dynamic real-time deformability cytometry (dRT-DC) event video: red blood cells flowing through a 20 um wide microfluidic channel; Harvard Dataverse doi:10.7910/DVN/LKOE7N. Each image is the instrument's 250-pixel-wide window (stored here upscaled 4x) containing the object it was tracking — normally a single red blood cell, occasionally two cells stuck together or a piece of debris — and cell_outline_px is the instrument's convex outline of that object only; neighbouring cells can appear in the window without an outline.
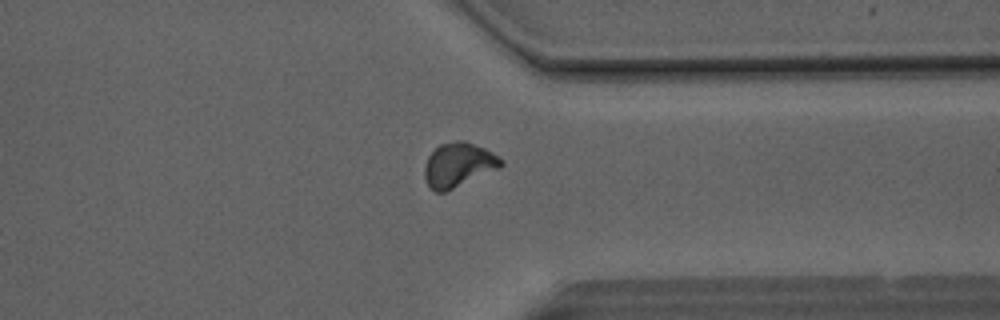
{"species": "Egyptian fruit bat (a non-hibernating species)", "species_latin": "Rousettus aegyptiacus", "temperature_condition": "room temperature", "stored_images_in_passage": 30, "camera_frame_rate_fps": 3000, "um_per_image_px": 0.085, "animal": {"sex": "male"}, "frame": {"image": 1, "passage_image": 25, "time_ms": 8.0, "image_size_px": [1000, 320], "cell_outline_px": [[504, 164], [500, 168], [444, 192], [436, 192], [428, 184], [424, 176], [424, 164], [428, 156], [440, 144], [456, 140], [464, 140], [484, 148], [500, 156], [504, 160]], "centroid_in_image_um": [38.98, 13.99], "position_along_channel_um": 372.4, "area_um2": 19.71}}